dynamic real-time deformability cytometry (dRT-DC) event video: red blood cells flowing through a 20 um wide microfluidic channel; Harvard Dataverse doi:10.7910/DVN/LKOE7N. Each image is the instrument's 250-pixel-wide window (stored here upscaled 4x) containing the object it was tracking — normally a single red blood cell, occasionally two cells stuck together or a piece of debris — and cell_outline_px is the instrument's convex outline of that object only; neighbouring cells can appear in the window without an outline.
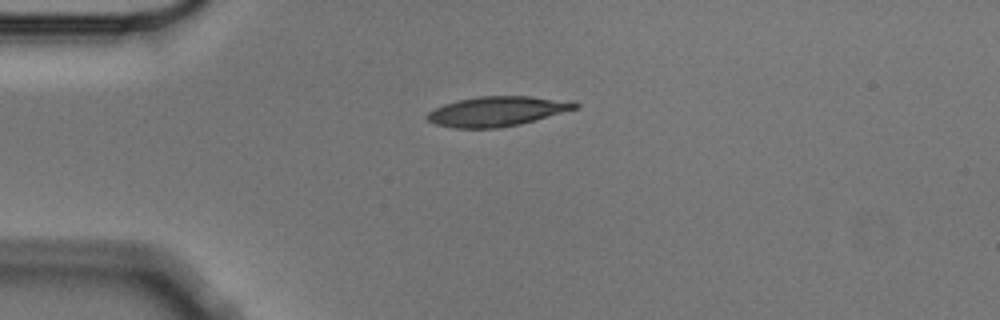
{"species": "Egyptian fruit bat (a non-hibernating species)", "species_latin": "Rousettus aegyptiacus", "temperature_condition": "cold", "stored_images_in_passage": 3, "camera_frame_rate_fps": 3000, "um_per_image_px": 0.085, "animal": {"sex": "male"}, "frame": {"image": 1, "passage_image": 1, "time_ms": 0.0, "image_size_px": [1000, 320], "cell_outline_px": [[580, 108], [520, 124], [496, 128], [456, 128], [436, 124], [428, 120], [424, 116], [428, 112], [444, 104], [460, 100], [480, 96], [532, 96], [580, 104]], "centroid_in_image_um": [42.23, 9.47], "position_along_channel_um": 42.8, "area_um2": 25.32}}
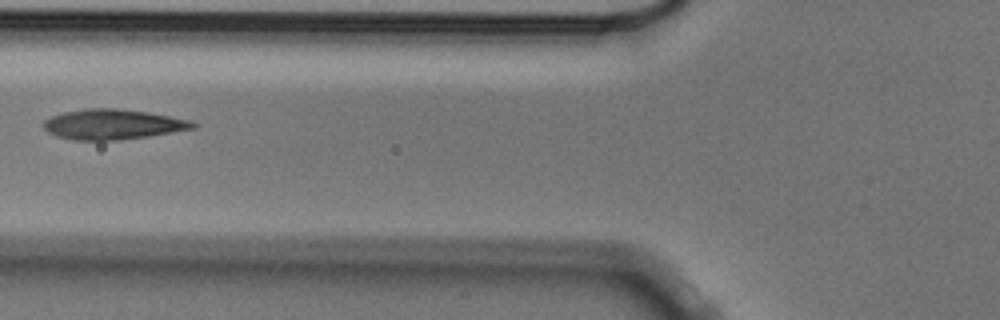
{"frame": {"image": 2, "passage_image": 3, "time_ms": 0.667, "image_size_px": [1000, 320], "cell_outline_px": [[196, 128], [148, 136], [120, 140], [72, 140], [56, 136], [48, 132], [44, 128], [44, 120], [52, 116], [64, 112], [84, 108], [116, 108], [148, 112], [192, 120], [196, 124]], "centroid_in_image_um": [9.59, 10.57], "position_along_channel_um": 116.2, "area_um2": 26.3}}